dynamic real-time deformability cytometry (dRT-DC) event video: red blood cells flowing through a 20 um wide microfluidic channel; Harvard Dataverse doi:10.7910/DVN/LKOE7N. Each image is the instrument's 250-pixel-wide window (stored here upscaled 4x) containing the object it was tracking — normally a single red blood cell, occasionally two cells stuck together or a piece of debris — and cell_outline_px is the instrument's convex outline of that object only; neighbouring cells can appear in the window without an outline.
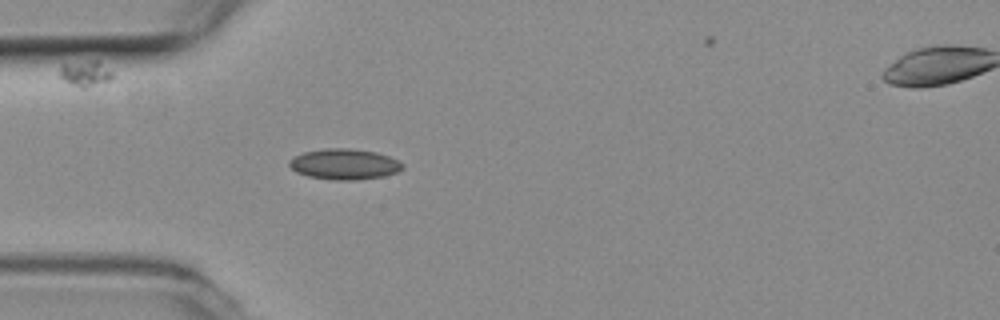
{"species": "common noctule bat (a hibernating species)", "species_latin": "Nyctalus noctula", "temperature_condition": "room temperature", "stored_images_in_passage": 35, "camera_frame_rate_fps": 3000, "um_per_image_px": 0.085, "animal": {"sex": "female", "body_mass_g": 19.3, "forearm_length_mm": 54.1}, "frame": {"image": 1, "passage_image": 1, "time_ms": 0.0, "image_size_px": [1000, 320], "cell_outline_px": [[404, 168], [396, 172], [384, 176], [356, 180], [336, 180], [308, 176], [296, 172], [288, 164], [288, 160], [304, 152], [324, 148], [348, 148], [376, 152], [388, 156], [404, 164]], "centroid_in_image_um": [29.27, 13.95], "position_along_channel_um": 55.7, "area_um2": 20.17}}
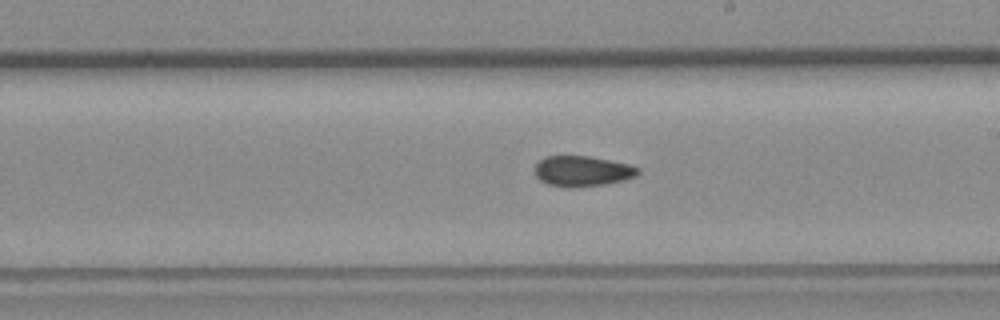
{"frame": {"image": 2, "passage_image": 16, "time_ms": 5.0, "image_size_px": [1000, 320], "cell_outline_px": [[640, 172], [636, 176], [624, 180], [608, 184], [568, 188], [548, 184], [540, 180], [536, 176], [536, 164], [544, 156], [588, 156], [628, 164], [640, 168]], "centroid_in_image_um": [49.51, 14.55], "position_along_channel_um": 239.5, "area_um2": 18.32}}
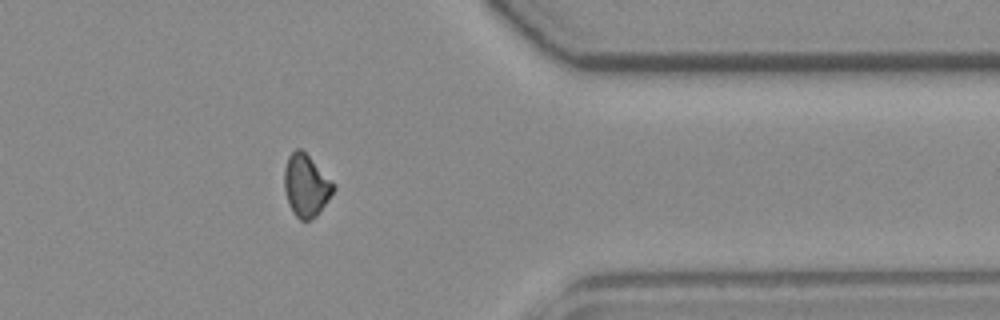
{"frame": {"image": 3, "passage_image": 29, "time_ms": 9.333, "image_size_px": [1000, 320], "cell_outline_px": [[336, 188], [320, 212], [316, 216], [308, 220], [300, 220], [292, 212], [288, 204], [284, 188], [284, 168], [288, 156], [296, 148], [300, 148], [336, 184]], "centroid_in_image_um": [26.01, 15.78], "position_along_channel_um": 385.4, "area_um2": 17.86}}